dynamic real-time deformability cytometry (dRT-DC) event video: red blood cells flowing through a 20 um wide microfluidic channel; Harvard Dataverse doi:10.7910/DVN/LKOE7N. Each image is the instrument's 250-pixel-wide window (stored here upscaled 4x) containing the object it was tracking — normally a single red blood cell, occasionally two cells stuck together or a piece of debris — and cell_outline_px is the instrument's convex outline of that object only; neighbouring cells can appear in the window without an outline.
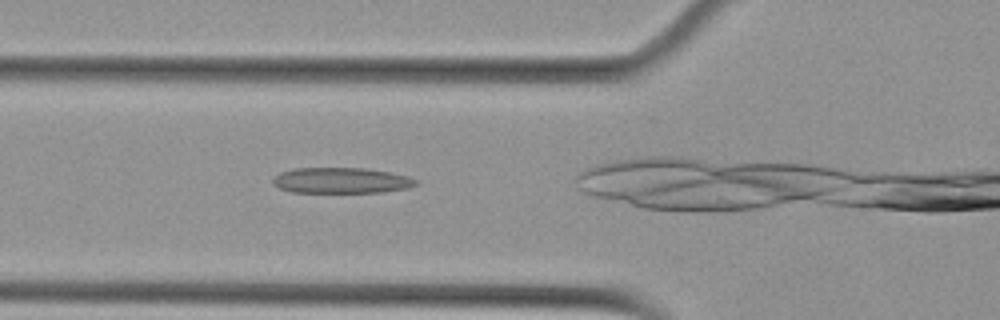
{"species": "Egyptian fruit bat (a non-hibernating species)", "species_latin": "Rousettus aegyptiacus", "temperature_condition": "cold", "stored_images_in_passage": 33, "camera_frame_rate_fps": 3000, "um_per_image_px": 0.085, "animal": {"sex": "female"}, "frame": {"image": 1, "passage_image": 12, "time_ms": 3.667, "image_size_px": [1000, 320], "cell_outline_px": [[420, 184], [408, 188], [380, 192], [292, 192], [280, 188], [272, 184], [272, 176], [280, 172], [292, 168], [368, 168], [408, 176], [420, 180]], "centroid_in_image_um": [29.01, 15.33], "position_along_channel_um": 96.8, "area_um2": 21.68}}
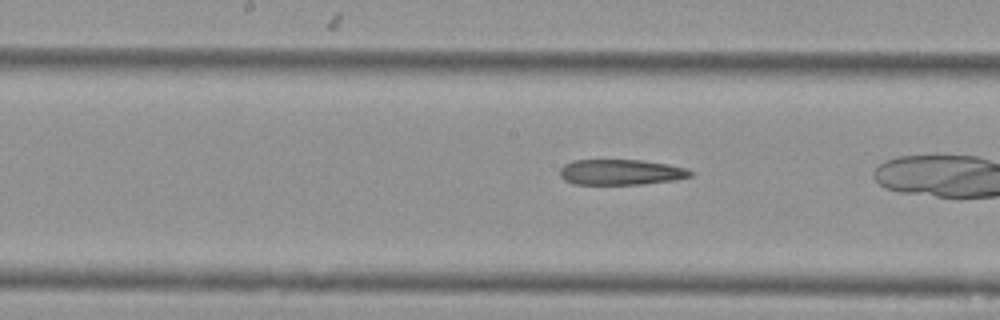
{"frame": {"image": 2, "passage_image": 20, "time_ms": 6.333, "image_size_px": [1000, 320], "cell_outline_px": [[696, 172], [692, 176], [676, 180], [644, 184], [572, 184], [564, 180], [560, 176], [560, 168], [564, 164], [572, 160], [640, 160], [668, 164], [688, 168]], "centroid_in_image_um": [52.81, 14.63], "position_along_channel_um": 195.4, "area_um2": 19.71}}
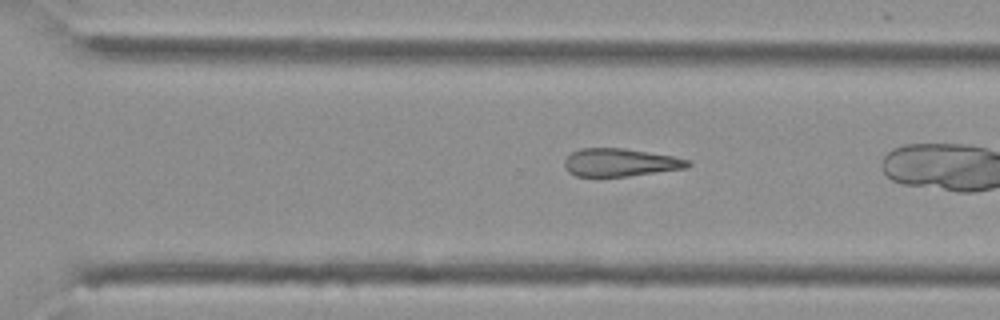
{"frame": {"image": 3, "passage_image": 30, "time_ms": 9.667, "image_size_px": [1000, 320], "cell_outline_px": [[692, 164], [688, 168], [628, 176], [576, 176], [568, 172], [564, 168], [564, 160], [572, 152], [580, 148], [624, 148], [672, 156], [688, 160]], "centroid_in_image_um": [52.7, 13.81], "position_along_channel_um": 317.9, "area_um2": 20.06}}